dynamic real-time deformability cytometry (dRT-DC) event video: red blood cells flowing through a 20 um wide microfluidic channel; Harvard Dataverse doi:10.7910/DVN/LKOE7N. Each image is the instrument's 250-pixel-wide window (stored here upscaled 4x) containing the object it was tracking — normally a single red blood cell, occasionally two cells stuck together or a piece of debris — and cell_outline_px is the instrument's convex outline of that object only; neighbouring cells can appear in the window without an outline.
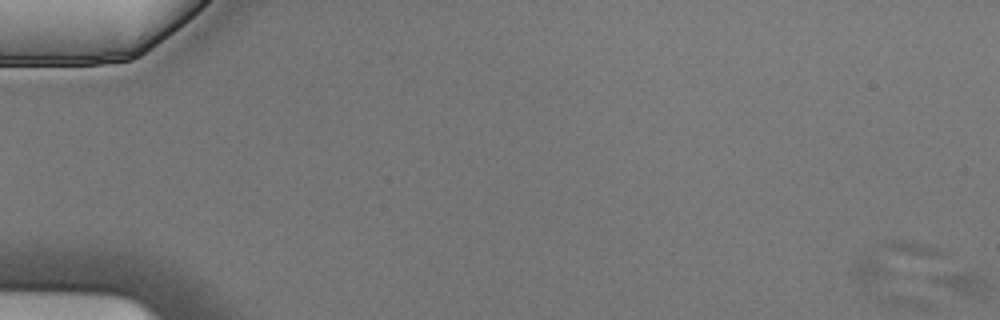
{"species": "Egyptian fruit bat (a non-hibernating species)", "species_latin": "Rousettus aegyptiacus", "temperature_condition": "cold", "stored_images_in_passage": 6, "camera_frame_rate_fps": 3000, "um_per_image_px": 0.085, "animal": {"sex": "male"}, "frame": {"image": 1, "passage_image": 1, "time_ms": 0.0, "image_size_px": [1000, 320], "cell_outline_px": [[940, 252], [932, 256], [868, 280], [856, 280], [852, 272], [856, 264], [864, 252], [876, 244], [884, 240], [912, 240], [936, 248]], "centroid_in_image_um": [75.7, 21.9], "position_along_channel_um": 9.3, "area_um2": 14.62}}